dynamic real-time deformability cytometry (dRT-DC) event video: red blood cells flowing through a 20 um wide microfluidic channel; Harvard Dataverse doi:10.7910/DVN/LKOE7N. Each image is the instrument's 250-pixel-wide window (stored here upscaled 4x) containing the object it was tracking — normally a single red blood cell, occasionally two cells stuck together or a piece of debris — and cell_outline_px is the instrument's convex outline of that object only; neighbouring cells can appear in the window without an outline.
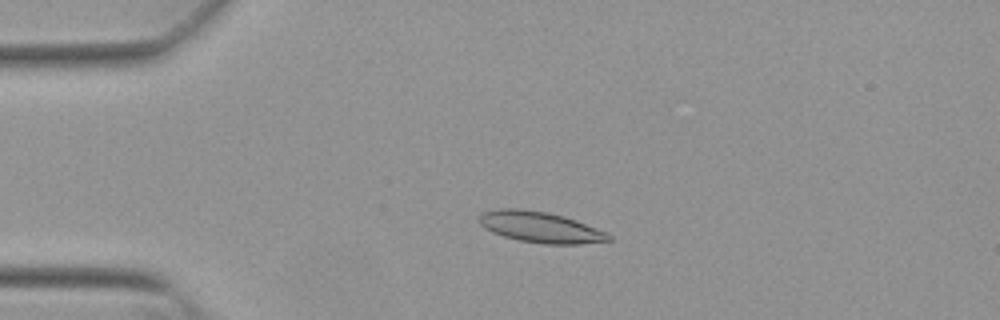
{"species": "Egyptian fruit bat (a non-hibernating species)", "species_latin": "Rousettus aegyptiacus", "temperature_condition": "warm", "stored_images_in_passage": 53, "camera_frame_rate_fps": 3000, "um_per_image_px": 0.085, "animal": {"sex": "female"}, "frame": {"image": 1, "passage_image": 12, "time_ms": 3.667, "image_size_px": [1000, 320], "cell_outline_px": [[612, 240], [580, 244], [544, 244], [520, 240], [504, 236], [492, 232], [484, 228], [480, 224], [480, 212], [500, 208], [520, 208], [548, 212], [564, 216], [576, 220], [608, 232], [612, 236]], "centroid_in_image_um": [45.95, 19.3], "position_along_channel_um": 39.1, "area_um2": 23.47}}
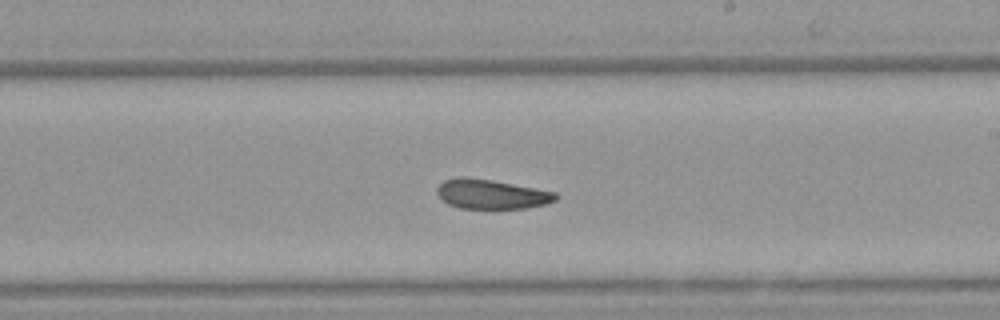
{"frame": {"image": 2, "passage_image": 31, "time_ms": 10.0, "image_size_px": [1000, 320], "cell_outline_px": [[560, 196], [556, 200], [544, 204], [524, 208], [496, 212], [460, 208], [448, 204], [436, 192], [436, 188], [444, 180], [460, 176], [464, 176], [492, 180], [536, 188], [556, 192]], "centroid_in_image_um": [41.78, 16.55], "position_along_channel_um": 247.2, "area_um2": 21.27}}
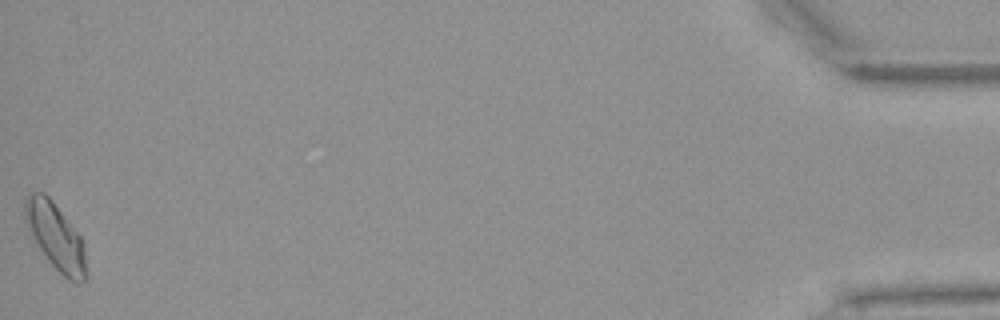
{"frame": {"image": 3, "passage_image": 53, "time_ms": 17.333, "image_size_px": [1000, 320], "cell_outline_px": [[88, 280], [80, 284], [76, 284], [68, 280], [48, 260], [28, 232], [24, 220], [24, 200], [28, 192], [44, 192], [52, 200], [80, 236], [84, 244], [88, 276]], "centroid_in_image_um": [4.73, 20.13], "position_along_channel_um": 430.5, "area_um2": 24.16}, "authors_computed_cell_mechanics": {"area_um2": 21.5016, "velocity_mm_per_s": 3.8193, "shape_relaxation_time_tau1_ms": 6.1031, "shape_relaxation_time_tau2_ms": 4.0122, "deformation_change_tau1": 0.1767, "deformation_change_tau2": 0.1082}}